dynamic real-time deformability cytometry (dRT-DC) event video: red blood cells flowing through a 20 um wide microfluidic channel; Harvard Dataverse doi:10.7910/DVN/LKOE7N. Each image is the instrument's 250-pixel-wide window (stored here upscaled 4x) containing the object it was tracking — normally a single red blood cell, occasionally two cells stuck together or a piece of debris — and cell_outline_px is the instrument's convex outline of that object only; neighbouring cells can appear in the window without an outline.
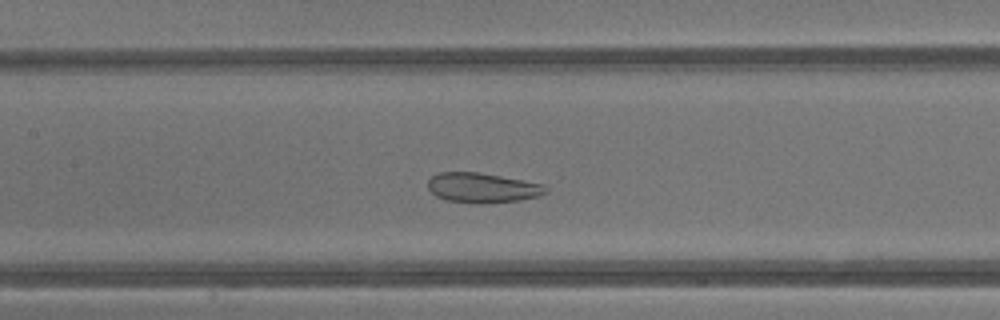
{"species": "common noctule bat (a hibernating species)", "species_latin": "Nyctalus noctula", "temperature_condition": "warm", "stored_images_in_passage": 39, "camera_frame_rate_fps": 3000, "um_per_image_px": 0.085, "animal": {"sex": "male", "body_mass_g": 13.3}, "frame": {"image": 1, "passage_image": 17, "time_ms": 5.333, "image_size_px": [1000, 320], "cell_outline_px": [[548, 192], [540, 196], [520, 200], [484, 204], [472, 204], [448, 200], [436, 196], [428, 188], [428, 180], [436, 172], [476, 172], [500, 176], [544, 184], [548, 188]], "centroid_in_image_um": [41.01, 15.97], "position_along_channel_um": 166.4, "area_um2": 20.69}}
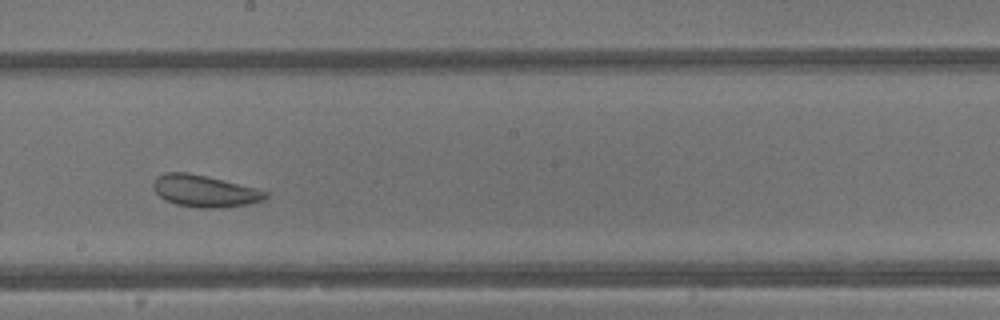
{"frame": {"image": 2, "passage_image": 21, "time_ms": 6.667, "image_size_px": [1000, 320], "cell_outline_px": [[268, 196], [264, 200], [248, 204], [220, 208], [200, 208], [176, 204], [164, 200], [152, 188], [152, 184], [156, 176], [164, 172], [184, 172], [204, 176], [256, 188], [268, 192]], "centroid_in_image_um": [17.36, 16.25], "position_along_channel_um": 230.8, "area_um2": 20.75}}
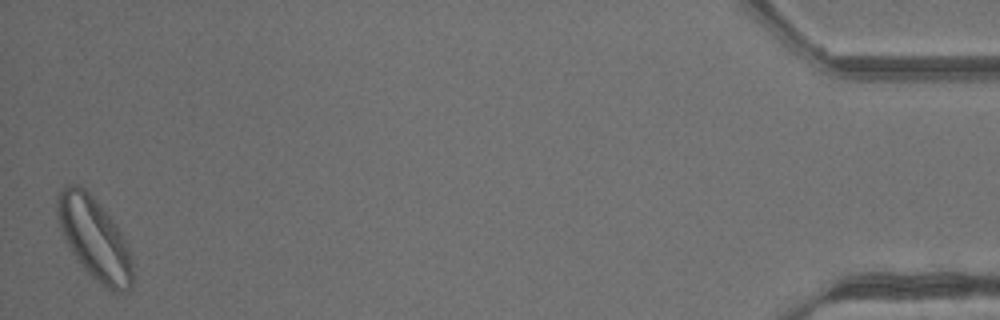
{"frame": {"image": 3, "passage_image": 39, "time_ms": 12.667, "image_size_px": [1000, 320], "cell_outline_px": [[132, 288], [128, 292], [112, 292], [100, 284], [76, 260], [60, 228], [56, 216], [56, 200], [60, 192], [68, 184], [76, 184], [84, 188], [92, 196], [116, 224], [128, 248], [132, 264]], "centroid_in_image_um": [8.02, 20.3], "position_along_channel_um": 427.2, "area_um2": 35.6}, "authors_computed_cell_mechanics": {"area_um2": 27.1082, "velocity_mm_per_s": 4.8469, "shape_relaxation_time_tau1_ms": null, "shape_relaxation_time_tau2_ms": 1.2017, "deformation_change_tau1": null, "deformation_change_tau2": 0.0878}}